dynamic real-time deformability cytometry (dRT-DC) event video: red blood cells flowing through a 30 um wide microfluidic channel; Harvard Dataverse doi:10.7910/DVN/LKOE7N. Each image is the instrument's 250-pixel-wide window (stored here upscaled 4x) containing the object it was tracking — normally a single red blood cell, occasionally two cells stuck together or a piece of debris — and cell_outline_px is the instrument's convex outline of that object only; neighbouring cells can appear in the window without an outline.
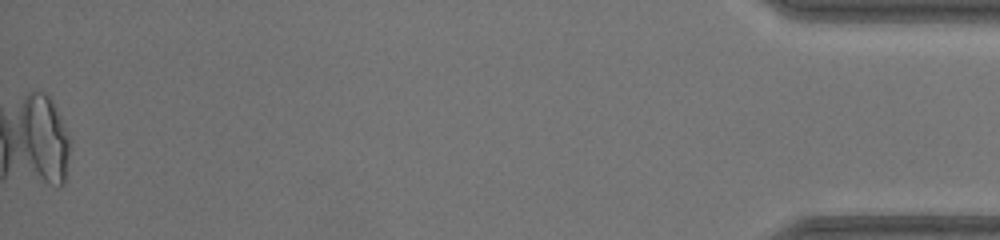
{"species": "common noctule bat (a hibernating species)", "species_latin": "Nyctalus noctula", "temperature_condition": "warm", "stored_images_in_passage": 48, "camera_frame_rate_fps": 3000, "um_per_image_px": 0.085, "animal": {"sex": "female", "body_mass_g": 17.0, "forearm_length_mm": 48.0}, "frame": {"image": 1, "passage_image": 48, "time_ms": 15.667, "image_size_px": [1000, 240], "cell_outline_px": [[64, 172], [60, 180], [44, 176], [40, 172], [24, 144], [28, 104], [44, 96], [48, 100], [52, 108], [64, 140]], "centroid_in_image_um": [3.81, 11.82], "position_along_channel_um": 431.4, "area_um2": 17.22}}